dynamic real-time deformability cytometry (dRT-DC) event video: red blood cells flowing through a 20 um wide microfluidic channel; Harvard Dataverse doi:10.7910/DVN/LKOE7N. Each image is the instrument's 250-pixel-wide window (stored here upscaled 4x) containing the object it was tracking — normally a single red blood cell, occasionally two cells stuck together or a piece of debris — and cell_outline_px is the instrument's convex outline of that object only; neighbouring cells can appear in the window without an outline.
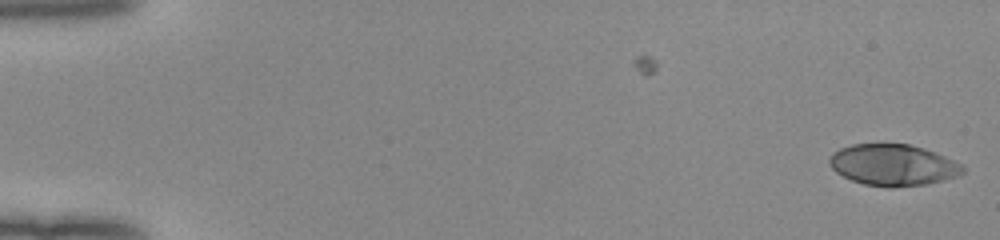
{"species": "human", "species_latin": "Homo sapiens", "temperature_condition": "room temperature", "stored_images_in_passage": 4, "camera_frame_rate_fps": 3000, "um_per_image_px": 0.085, "donor": {"sex": "female"}, "frame": {"image": 1, "passage_image": 4, "time_ms": 1.0, "image_size_px": [1000, 240], "cell_outline_px": [[964, 172], [960, 176], [928, 184], [892, 188], [888, 188], [864, 184], [852, 180], [836, 172], [828, 164], [828, 160], [832, 152], [840, 148], [852, 144], [908, 144], [924, 148], [964, 164]], "centroid_in_image_um": [75.93, 14.03], "position_along_channel_um": 9.1, "area_um2": 32.48}}